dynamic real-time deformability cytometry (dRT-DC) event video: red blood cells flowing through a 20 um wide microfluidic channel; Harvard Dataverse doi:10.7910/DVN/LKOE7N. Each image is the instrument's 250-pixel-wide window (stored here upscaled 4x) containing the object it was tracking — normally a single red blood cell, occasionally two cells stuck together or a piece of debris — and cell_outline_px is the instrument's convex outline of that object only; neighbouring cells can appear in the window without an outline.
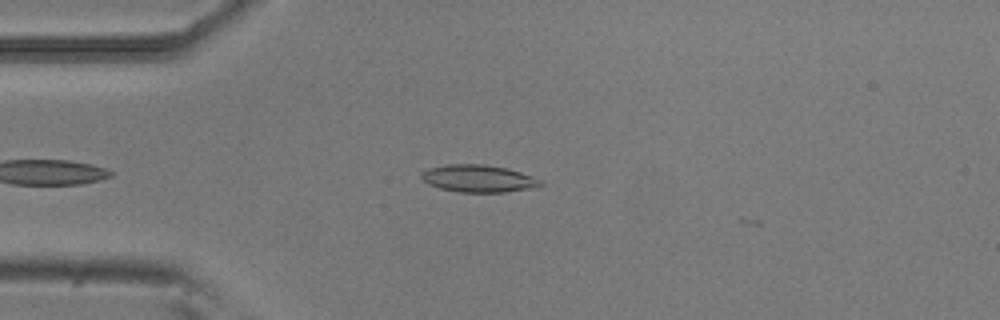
{"species": "common noctule bat (a hibernating species)", "species_latin": "Nyctalus noctula", "temperature_condition": "room temperature", "stored_images_in_passage": 38, "camera_frame_rate_fps": 3000, "um_per_image_px": 0.085, "animal": {"sex": "male", "body_mass_g": 20.5, "forearm_length_mm": 52.5}, "frame": {"image": 1, "passage_image": 1, "time_ms": 0.0, "image_size_px": [1000, 320], "cell_outline_px": [[544, 184], [528, 188], [504, 192], [460, 192], [440, 188], [428, 184], [420, 176], [420, 172], [428, 168], [448, 164], [484, 164], [508, 168], [544, 180]], "centroid_in_image_um": [40.65, 15.16], "position_along_channel_um": 44.3, "area_um2": 18.96}}
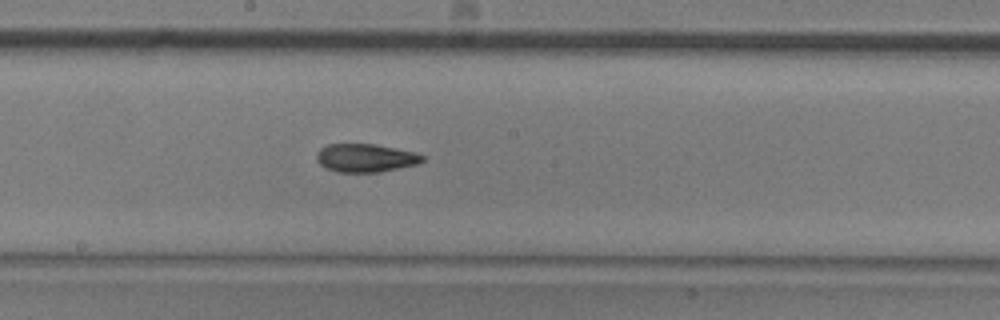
{"frame": {"image": 2, "passage_image": 16, "time_ms": 5.0, "image_size_px": [1000, 320], "cell_outline_px": [[424, 160], [416, 164], [380, 172], [336, 172], [324, 168], [316, 160], [316, 152], [320, 148], [328, 144], [376, 144], [416, 152], [424, 156]], "centroid_in_image_um": [31.03, 13.42], "position_along_channel_um": 217.2, "area_um2": 17.57}}
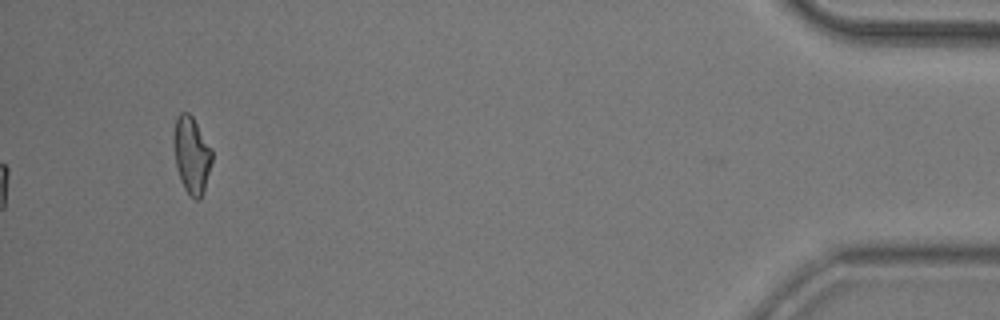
{"frame": {"image": 3, "passage_image": 38, "time_ms": 12.333, "image_size_px": [1000, 320], "cell_outline_px": [[212, 160], [204, 192], [200, 200], [196, 200], [184, 188], [180, 180], [176, 164], [172, 140], [172, 136], [176, 116], [180, 112], [188, 112], [192, 116], [212, 148]], "centroid_in_image_um": [16.27, 13.14], "position_along_channel_um": 418.9, "area_um2": 17.34}, "authors_computed_cell_mechanics": {"area_um2": 17.6868, "velocity_mm_per_s": 3.7772, "shape_relaxation_time_tau1_ms": 7.162, "shape_relaxation_time_tau2_ms": 3.0384, "deformation_change_tau1": 0.1753, "deformation_change_tau2": 0.1012}}